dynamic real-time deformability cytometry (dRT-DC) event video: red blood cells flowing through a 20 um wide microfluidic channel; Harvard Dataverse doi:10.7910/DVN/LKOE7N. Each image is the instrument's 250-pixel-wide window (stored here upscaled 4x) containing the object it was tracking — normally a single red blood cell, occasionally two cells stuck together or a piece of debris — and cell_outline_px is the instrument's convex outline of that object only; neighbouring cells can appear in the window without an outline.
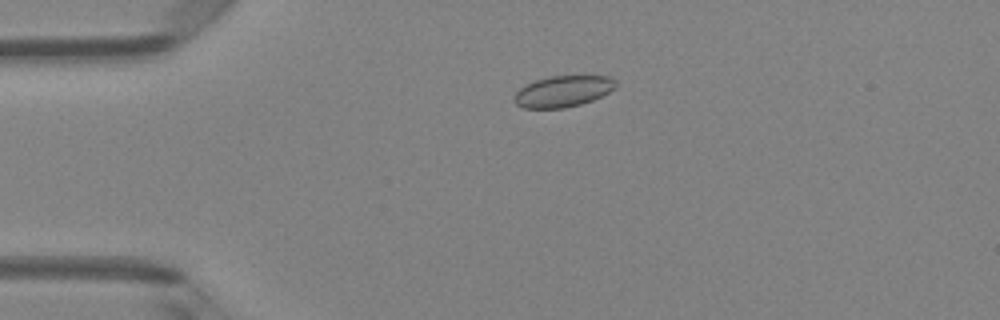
{"species": "Egyptian fruit bat (a non-hibernating species)", "species_latin": "Rousettus aegyptiacus", "temperature_condition": "room temperature", "stored_images_in_passage": 4, "camera_frame_rate_fps": 3000, "um_per_image_px": 0.085, "animal": {"sex": "female"}, "frame": {"image": 1, "passage_image": 3, "time_ms": 2.333, "image_size_px": [1000, 320], "cell_outline_px": [[616, 88], [592, 100], [580, 104], [564, 108], [524, 108], [516, 104], [512, 100], [516, 92], [524, 84], [548, 76], [612, 76], [616, 80]], "centroid_in_image_um": [47.84, 7.75], "position_along_channel_um": 37.2, "area_um2": 18.55}}